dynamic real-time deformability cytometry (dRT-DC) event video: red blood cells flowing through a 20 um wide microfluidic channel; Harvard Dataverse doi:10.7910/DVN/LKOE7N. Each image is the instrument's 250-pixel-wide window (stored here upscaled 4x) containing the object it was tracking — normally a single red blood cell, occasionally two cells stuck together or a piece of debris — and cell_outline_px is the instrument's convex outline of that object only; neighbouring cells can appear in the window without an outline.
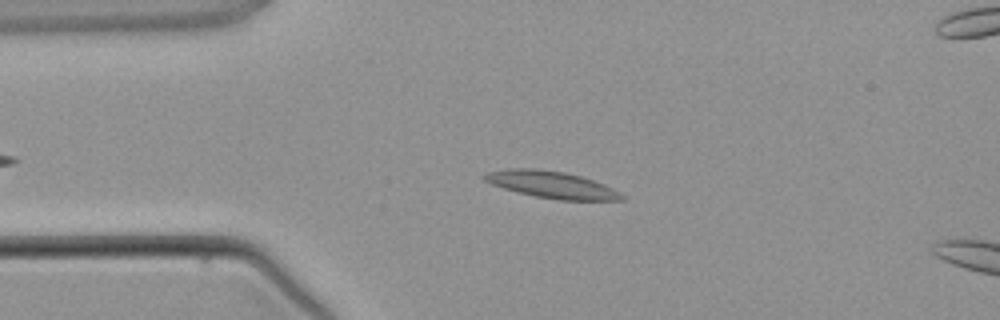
{"species": "common noctule bat (a hibernating species)", "species_latin": "Nyctalus noctula", "temperature_condition": "warm", "stored_images_in_passage": 2, "camera_frame_rate_fps": 3000, "um_per_image_px": 0.085, "animal": {"sex": "male", "body_mass_g": 21.5, "forearm_length_mm": 52.0}, "frame": {"image": 1, "passage_image": 1, "time_ms": 0.0, "image_size_px": [1000, 320], "cell_outline_px": [[624, 200], [560, 200], [536, 196], [516, 192], [492, 184], [484, 180], [480, 176], [488, 172], [508, 168], [536, 168], [564, 172], [580, 176], [604, 184], [620, 192], [624, 196]], "centroid_in_image_um": [46.87, 15.69], "position_along_channel_um": 38.1, "area_um2": 21.44}}